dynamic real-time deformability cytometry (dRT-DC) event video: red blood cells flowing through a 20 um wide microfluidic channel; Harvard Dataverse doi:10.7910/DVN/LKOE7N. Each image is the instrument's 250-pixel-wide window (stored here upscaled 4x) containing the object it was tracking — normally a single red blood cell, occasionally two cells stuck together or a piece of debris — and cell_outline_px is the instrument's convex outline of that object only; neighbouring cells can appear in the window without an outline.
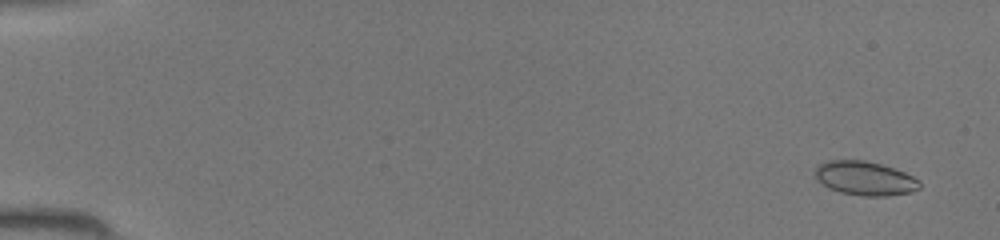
{"species": "common noctule bat (a hibernating species)", "species_latin": "Nyctalus noctula", "temperature_condition": "room temperature", "stored_images_in_passage": 47, "camera_frame_rate_fps": 3000, "um_per_image_px": 0.085, "animal": {"sex": "female", "body_mass_g": 19.5, "forearm_length_mm": 54.1}, "frame": {"image": 1, "passage_image": 3, "time_ms": 0.667, "image_size_px": [1000, 240], "cell_outline_px": [[920, 188], [912, 192], [888, 196], [864, 196], [840, 192], [828, 188], [816, 180], [816, 168], [820, 164], [828, 160], [864, 160], [880, 164], [904, 172], [920, 180]], "centroid_in_image_um": [73.53, 15.17], "position_along_channel_um": 11.5, "area_um2": 20.69}}
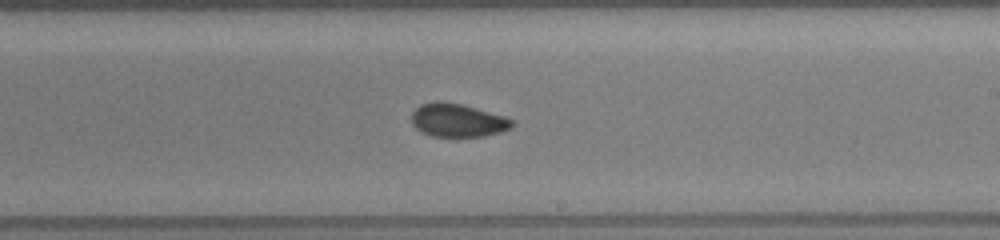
{"frame": {"image": 2, "passage_image": 29, "time_ms": 9.333, "image_size_px": [1000, 240], "cell_outline_px": [[516, 124], [512, 128], [500, 132], [484, 136], [432, 136], [420, 132], [412, 124], [412, 112], [420, 104], [436, 100], [440, 100], [464, 104], [504, 116], [512, 120]], "centroid_in_image_um": [38.89, 10.21], "position_along_channel_um": 250.1, "area_um2": 19.77}}
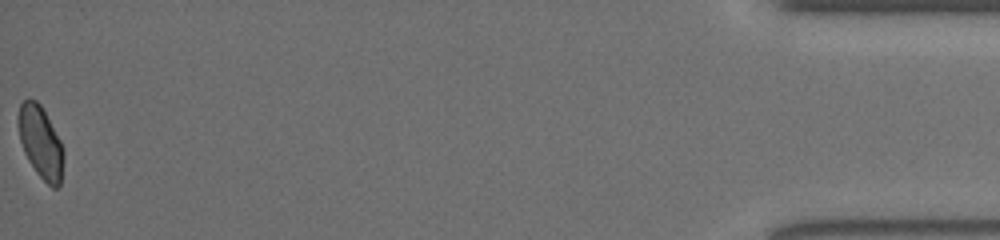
{"frame": {"image": 3, "passage_image": 47, "time_ms": 15.333, "image_size_px": [1000, 240], "cell_outline_px": [[64, 156], [60, 184], [56, 188], [52, 188], [36, 172], [28, 160], [24, 152], [20, 140], [16, 120], [20, 104], [24, 100], [36, 100], [40, 104], [60, 140], [64, 148]], "centroid_in_image_um": [3.44, 12.09], "position_along_channel_um": 431.8, "area_um2": 19.02}}